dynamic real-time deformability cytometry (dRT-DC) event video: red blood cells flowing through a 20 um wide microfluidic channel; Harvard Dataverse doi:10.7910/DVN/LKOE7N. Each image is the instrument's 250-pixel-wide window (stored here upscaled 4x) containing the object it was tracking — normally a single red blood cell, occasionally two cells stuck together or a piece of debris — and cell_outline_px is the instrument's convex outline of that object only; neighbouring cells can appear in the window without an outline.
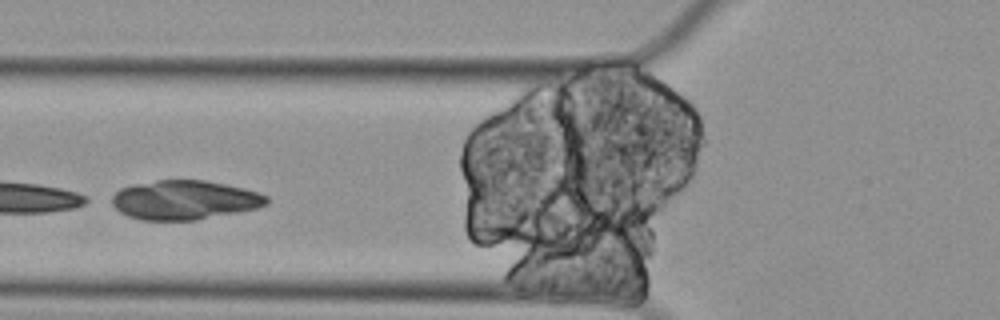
{"species": "Egyptian fruit bat (a non-hibernating species)", "species_latin": "Rousettus aegyptiacus", "temperature_condition": "cold", "stored_images_in_passage": 4, "camera_frame_rate_fps": 3000, "um_per_image_px": 0.085, "animal": {"sex": "female"}, "frame": {"image": 1, "passage_image": 3, "time_ms": 0.667, "image_size_px": [1000, 320], "cell_outline_px": [[268, 204], [256, 208], [196, 220], [140, 220], [128, 216], [120, 212], [112, 204], [112, 196], [120, 188], [132, 184], [156, 180], [204, 180], [224, 184], [256, 192], [268, 196]], "centroid_in_image_um": [15.63, 17.0], "position_along_channel_um": 110.2, "area_um2": 35.14}}
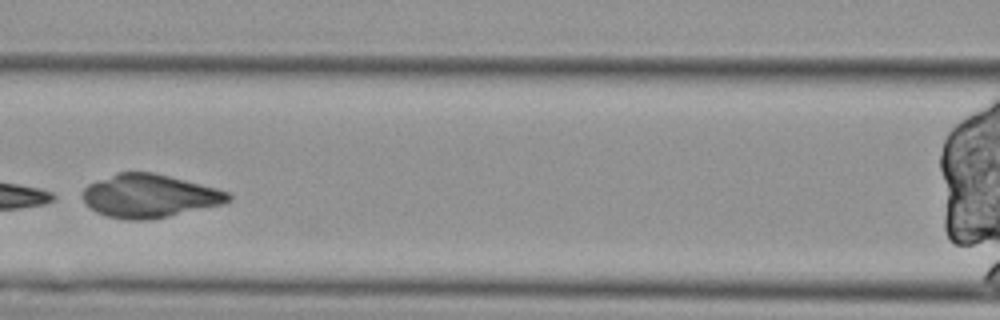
{"frame": {"image": 2, "passage_image": 4, "time_ms": 1.0, "image_size_px": [1000, 320], "cell_outline_px": [[232, 200], [224, 204], [168, 216], [144, 220], [128, 220], [104, 216], [96, 212], [84, 200], [84, 188], [88, 184], [96, 180], [116, 172], [152, 172], [216, 188], [228, 192], [232, 196]], "centroid_in_image_um": [12.7, 16.65], "position_along_channel_um": 153.9, "area_um2": 36.53}}